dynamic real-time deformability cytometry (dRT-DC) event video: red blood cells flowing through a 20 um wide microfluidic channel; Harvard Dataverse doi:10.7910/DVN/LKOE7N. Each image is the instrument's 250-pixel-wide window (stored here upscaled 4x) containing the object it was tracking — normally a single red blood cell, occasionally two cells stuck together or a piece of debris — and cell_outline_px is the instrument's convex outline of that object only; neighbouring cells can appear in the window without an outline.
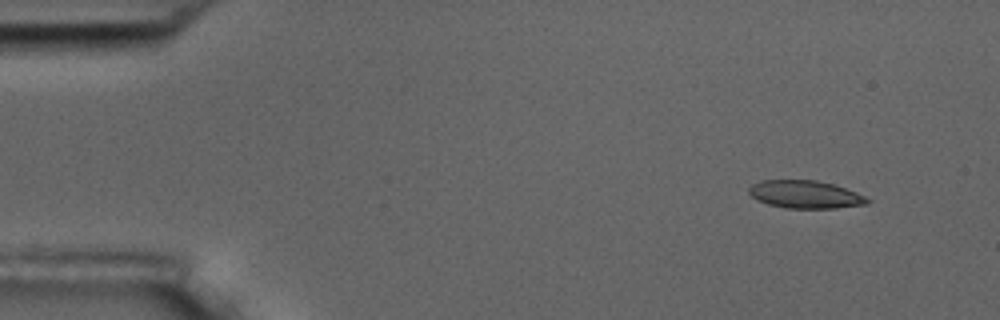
{"species": "common noctule bat (a hibernating species)", "species_latin": "Nyctalus noctula", "temperature_condition": "room temperature", "stored_images_in_passage": 10, "camera_frame_rate_fps": 3000, "um_per_image_px": 0.085, "animal": {"sex": "male", "body_mass_g": 17.5, "forearm_length_mm": 52.3}, "frame": {"image": 1, "passage_image": 1, "time_ms": 0.0, "image_size_px": [1000, 320], "cell_outline_px": [[872, 200], [868, 204], [836, 208], [784, 208], [768, 204], [756, 200], [748, 192], [748, 188], [752, 184], [760, 180], [816, 180], [832, 184], [856, 192]], "centroid_in_image_um": [68.43, 16.53], "position_along_channel_um": 16.6, "area_um2": 19.25}}
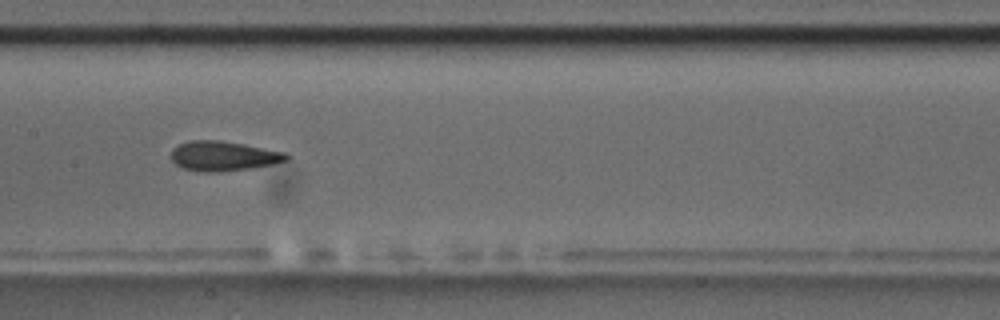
{"frame": {"image": 2, "passage_image": 8, "time_ms": 7.667, "image_size_px": [1000, 320], "cell_outline_px": [[288, 160], [272, 164], [252, 168], [220, 172], [204, 172], [184, 168], [176, 164], [172, 160], [172, 148], [188, 140], [220, 140], [244, 144], [284, 152], [288, 156]], "centroid_in_image_um": [18.98, 13.26], "position_along_channel_um": 188.4, "area_um2": 19.88}}
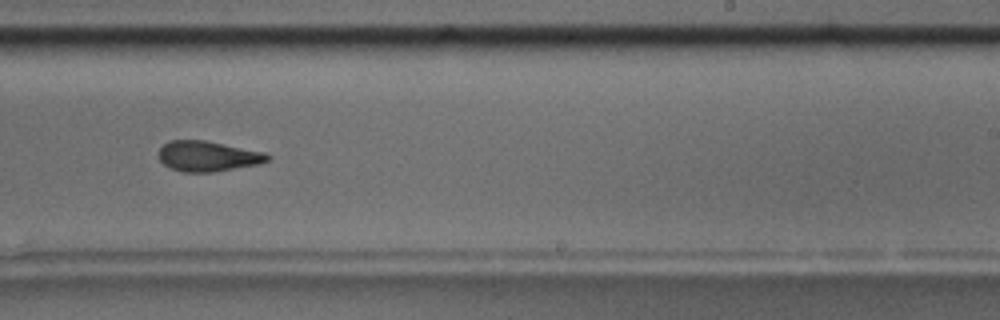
{"frame": {"image": 3, "passage_image": 10, "time_ms": 10.0, "image_size_px": [1000, 320], "cell_outline_px": [[272, 156], [268, 160], [260, 164], [216, 172], [184, 172], [172, 168], [164, 164], [156, 156], [156, 152], [168, 140], [204, 140], [264, 152]], "centroid_in_image_um": [17.64, 13.28], "position_along_channel_um": 271.4, "area_um2": 19.42}}